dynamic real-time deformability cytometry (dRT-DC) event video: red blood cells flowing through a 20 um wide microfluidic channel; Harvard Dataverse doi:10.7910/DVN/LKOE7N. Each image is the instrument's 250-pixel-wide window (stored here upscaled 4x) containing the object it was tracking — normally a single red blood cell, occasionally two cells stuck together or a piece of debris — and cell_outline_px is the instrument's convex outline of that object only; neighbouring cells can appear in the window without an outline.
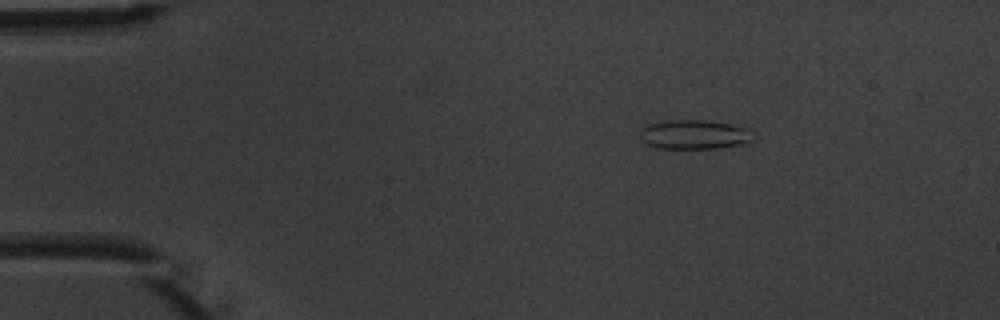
{"species": "common noctule bat (a hibernating species)", "species_latin": "Nyctalus noctula", "temperature_condition": "warm", "stored_images_in_passage": 4, "camera_frame_rate_fps": 3000, "um_per_image_px": 0.085, "animal": {"sex": "male", "body_mass_g": 20.1, "forearm_length_mm": 53.5}, "frame": {"image": 1, "passage_image": 1, "time_ms": 0.0, "image_size_px": [1000, 320], "cell_outline_px": [[756, 132], [752, 140], [748, 144], [716, 148], [660, 148], [648, 144], [640, 136], [640, 128], [652, 124], [668, 120], [708, 120], [748, 128]], "centroid_in_image_um": [59.11, 11.43], "position_along_channel_um": 25.9, "area_um2": 19.36}}